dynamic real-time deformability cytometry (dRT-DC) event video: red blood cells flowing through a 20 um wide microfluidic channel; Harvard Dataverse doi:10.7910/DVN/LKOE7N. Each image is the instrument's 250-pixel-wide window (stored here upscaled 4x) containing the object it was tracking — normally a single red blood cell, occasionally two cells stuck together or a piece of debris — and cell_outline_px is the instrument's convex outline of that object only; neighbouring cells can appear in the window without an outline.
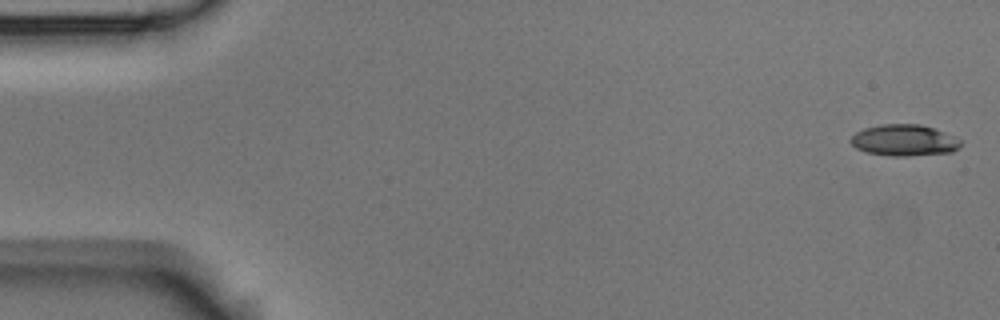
{"species": "Egyptian fruit bat (a non-hibernating species)", "species_latin": "Rousettus aegyptiacus", "temperature_condition": "room temperature", "stored_images_in_passage": 6, "camera_frame_rate_fps": 3000, "um_per_image_px": 0.085, "animal": {"sex": "male"}, "frame": {"image": 1, "passage_image": 1, "time_ms": 0.0, "image_size_px": [1000, 320], "cell_outline_px": [[960, 148], [952, 152], [908, 156], [892, 156], [868, 152], [856, 148], [848, 140], [856, 132], [864, 128], [880, 124], [920, 124], [944, 132], [960, 140]], "centroid_in_image_um": [76.83, 11.92], "position_along_channel_um": 8.2, "area_um2": 20.0}}